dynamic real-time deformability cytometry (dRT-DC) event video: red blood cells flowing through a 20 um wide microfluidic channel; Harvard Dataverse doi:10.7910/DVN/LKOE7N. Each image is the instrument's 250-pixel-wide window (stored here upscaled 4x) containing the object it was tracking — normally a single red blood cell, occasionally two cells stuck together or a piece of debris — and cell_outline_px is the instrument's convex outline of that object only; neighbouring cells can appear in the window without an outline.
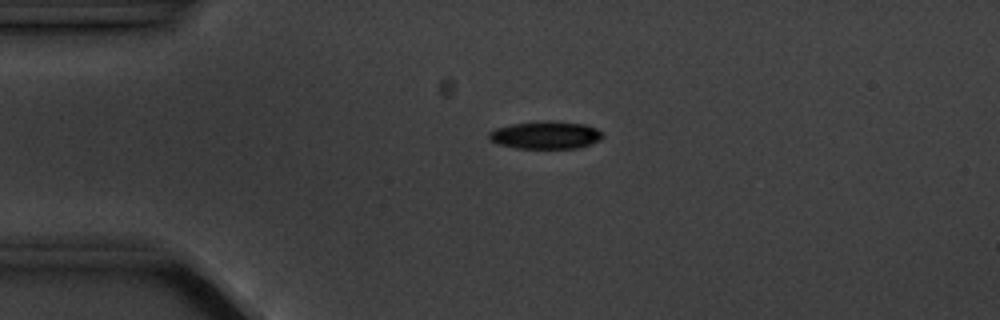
{"species": "common noctule bat (a hibernating species)", "species_latin": "Nyctalus noctula", "temperature_condition": "cold", "stored_images_in_passage": 3, "camera_frame_rate_fps": 3000, "um_per_image_px": 0.085, "animal": {"sex": "male", "body_mass_g": 20.1, "forearm_length_mm": 53.5}, "frame": {"image": 1, "passage_image": 1, "time_ms": 0.0, "image_size_px": [1000, 320], "cell_outline_px": [[604, 136], [600, 140], [580, 148], [516, 148], [500, 144], [492, 140], [488, 136], [488, 132], [496, 128], [512, 124], [536, 120], [544, 120], [584, 124], [596, 128]], "centroid_in_image_um": [46.38, 11.47], "position_along_channel_um": 38.6, "area_um2": 18.32}}